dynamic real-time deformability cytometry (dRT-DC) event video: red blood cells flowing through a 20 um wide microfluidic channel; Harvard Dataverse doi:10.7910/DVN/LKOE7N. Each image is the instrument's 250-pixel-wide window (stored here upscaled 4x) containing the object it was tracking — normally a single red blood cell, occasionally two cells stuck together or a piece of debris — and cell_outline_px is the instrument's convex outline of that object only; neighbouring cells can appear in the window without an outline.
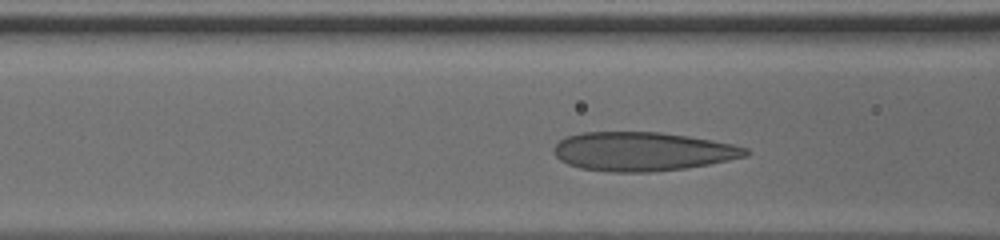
{"species": "human", "species_latin": "Homo sapiens", "temperature_condition": "cold", "stored_images_in_passage": 30, "camera_frame_rate_fps": 3000, "um_per_image_px": 0.085, "donor": {"sex": "male"}, "frame": {"image": 1, "passage_image": 8, "time_ms": 2.333, "image_size_px": [1000, 240], "cell_outline_px": [[752, 152], [748, 156], [708, 164], [684, 168], [652, 172], [608, 172], [580, 168], [568, 164], [560, 160], [552, 152], [552, 148], [560, 140], [568, 136], [580, 132], [660, 132], [688, 136], [712, 140], [732, 144], [748, 148]], "centroid_in_image_um": [54.6, 12.87], "position_along_channel_um": 112.0, "area_um2": 43.64}}
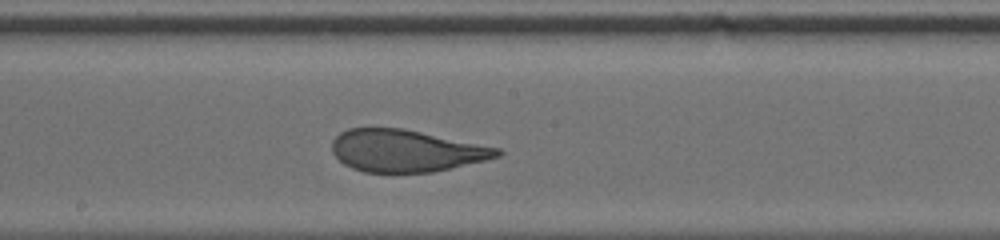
{"frame": {"image": 2, "passage_image": 16, "time_ms": 5.0, "image_size_px": [1000, 240], "cell_outline_px": [[504, 152], [500, 156], [484, 160], [432, 172], [364, 172], [352, 168], [344, 164], [332, 152], [332, 140], [340, 132], [348, 128], [400, 128], [500, 148]], "centroid_in_image_um": [34.47, 12.81], "position_along_channel_um": 213.7, "area_um2": 40.11}}
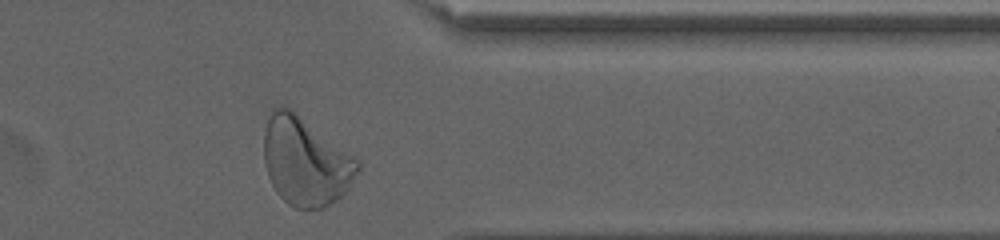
{"frame": {"image": 3, "passage_image": 30, "time_ms": 9.667, "image_size_px": [1000, 240], "cell_outline_px": [[360, 168], [348, 188], [336, 200], [320, 208], [296, 208], [288, 204], [276, 192], [268, 176], [264, 164], [264, 132], [272, 108], [280, 104], [292, 108], [360, 160]], "centroid_in_image_um": [25.96, 13.67], "position_along_channel_um": 385.4, "area_um2": 48.44}, "authors_computed_cell_mechanics": {"area_um2": 41.9917, "velocity_mm_per_s": 3.8006, "shape_relaxation_time_tau1_ms": 4.6536, "shape_relaxation_time_tau2_ms": 0.7796, "deformation_change_tau1": 0.1699, "deformation_change_tau2": 0.0691}}